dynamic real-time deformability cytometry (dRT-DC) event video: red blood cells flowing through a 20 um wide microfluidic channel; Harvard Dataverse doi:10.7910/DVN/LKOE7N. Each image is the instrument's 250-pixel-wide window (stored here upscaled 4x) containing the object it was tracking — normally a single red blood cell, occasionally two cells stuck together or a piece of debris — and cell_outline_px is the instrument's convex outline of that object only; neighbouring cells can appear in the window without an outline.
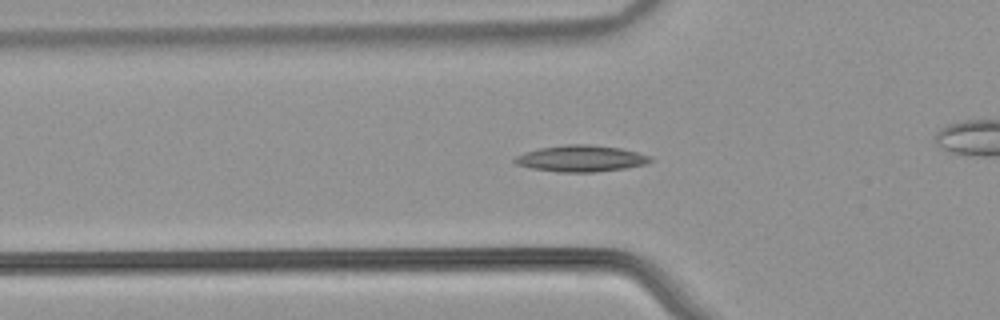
{"species": "common noctule bat (a hibernating species)", "species_latin": "Nyctalus noctula", "temperature_condition": "warm", "stored_images_in_passage": 56, "camera_frame_rate_fps": 3000, "um_per_image_px": 0.085, "animal": {"sex": "male", "body_mass_g": 21.5, "forearm_length_mm": 52.0}, "frame": {"image": 1, "passage_image": 20, "time_ms": 6.333, "image_size_px": [1000, 320], "cell_outline_px": [[652, 160], [644, 164], [624, 168], [592, 172], [560, 172], [532, 168], [516, 164], [512, 160], [516, 156], [524, 152], [540, 148], [568, 144], [588, 144], [620, 148], [652, 156]], "centroid_in_image_um": [49.36, 13.47], "position_along_channel_um": 76.4, "area_um2": 20.63}}
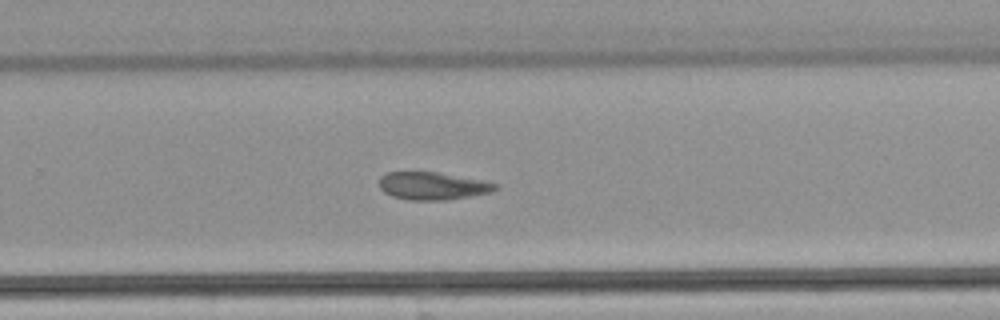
{"frame": {"image": 2, "passage_image": 37, "time_ms": 12.0, "image_size_px": [1000, 320], "cell_outline_px": [[500, 188], [492, 192], [444, 200], [408, 200], [392, 196], [384, 192], [380, 188], [380, 176], [388, 172], [436, 172], [480, 180], [500, 184]], "centroid_in_image_um": [36.78, 15.8], "position_along_channel_um": 293.0, "area_um2": 18.61}}
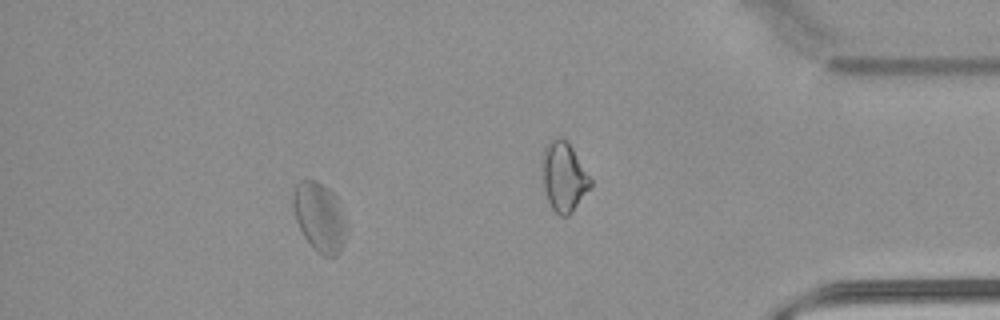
{"frame": {"image": 3, "passage_image": 50, "time_ms": 16.333, "image_size_px": [1000, 320], "cell_outline_px": [[348, 228], [340, 252], [336, 256], [324, 256], [316, 252], [304, 236], [296, 220], [292, 204], [292, 192], [296, 184], [300, 180], [316, 180], [328, 188], [340, 200]], "centroid_in_image_um": [27.18, 18.43], "position_along_channel_um": 408.0, "area_um2": 21.91}, "authors_computed_cell_mechanics": {"area_um2": 19.7965, "velocity_mm_per_s": 3.8243, "shape_relaxation_time_tau1_ms": null, "shape_relaxation_time_tau2_ms": 4.6878, "deformation_change_tau1": null, "deformation_change_tau2": 0.1127}}